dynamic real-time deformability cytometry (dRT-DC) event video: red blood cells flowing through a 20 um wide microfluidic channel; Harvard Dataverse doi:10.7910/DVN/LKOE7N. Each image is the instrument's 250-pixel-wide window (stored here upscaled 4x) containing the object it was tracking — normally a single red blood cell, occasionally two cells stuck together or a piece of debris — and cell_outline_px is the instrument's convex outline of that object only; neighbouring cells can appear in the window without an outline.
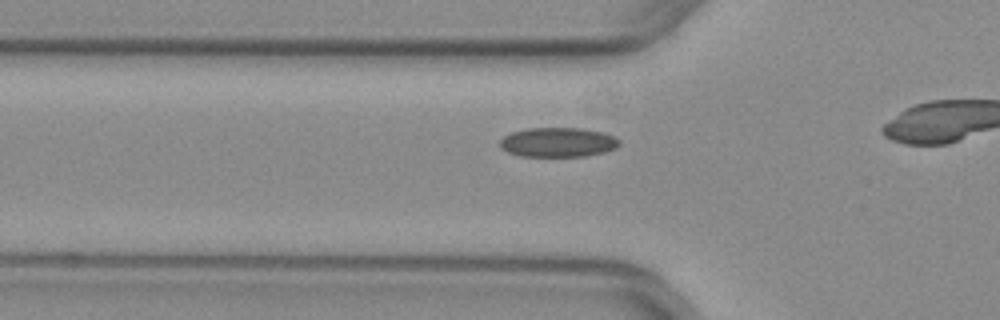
{"species": "common noctule bat (a hibernating species)", "species_latin": "Nyctalus noctula", "temperature_condition": "warm", "stored_images_in_passage": 32, "camera_frame_rate_fps": 3000, "um_per_image_px": 0.085, "animal": {"sex": "female", "body_mass_g": 29.2, "forearm_length_mm": 56.3}, "frame": {"image": 1, "passage_image": 14, "time_ms": 4.333, "image_size_px": [1000, 320], "cell_outline_px": [[620, 144], [616, 148], [604, 152], [584, 156], [520, 156], [508, 152], [500, 148], [500, 140], [504, 136], [512, 132], [528, 128], [584, 128], [604, 132], [616, 136], [620, 140]], "centroid_in_image_um": [47.46, 12.08], "position_along_channel_um": 78.3, "area_um2": 20.69}}
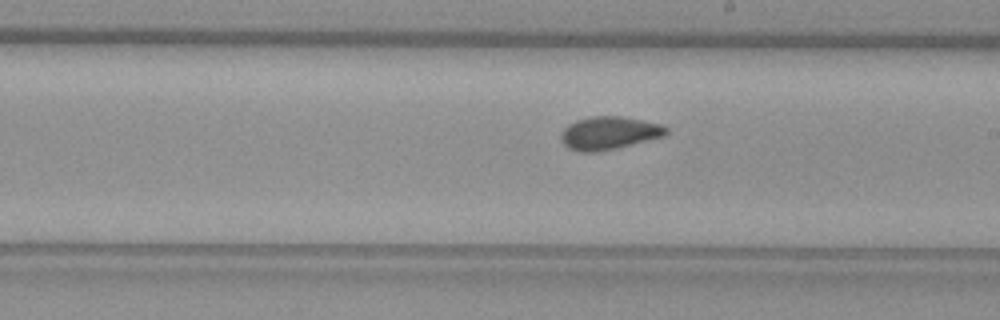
{"frame": {"image": 2, "passage_image": 26, "time_ms": 8.333, "image_size_px": [1000, 320], "cell_outline_px": [[668, 132], [664, 136], [616, 148], [596, 152], [580, 152], [568, 148], [564, 144], [560, 136], [564, 128], [568, 124], [576, 120], [592, 116], [620, 116], [664, 124], [668, 128]], "centroid_in_image_um": [51.78, 11.3], "position_along_channel_um": 237.2, "area_um2": 20.23}}
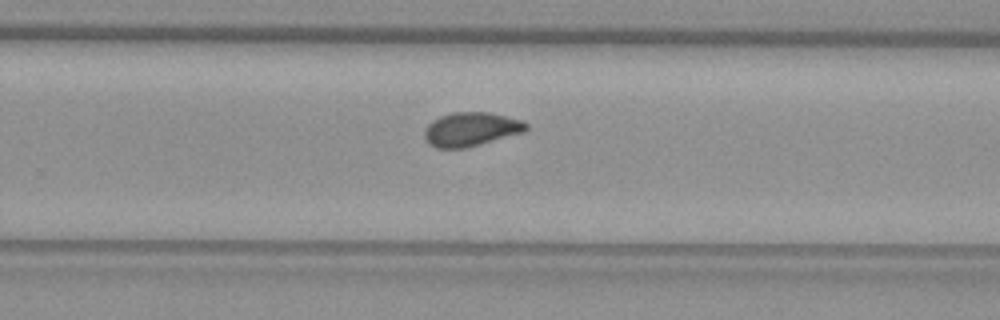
{"frame": {"image": 3, "passage_image": 30, "time_ms": 9.667, "image_size_px": [1000, 320], "cell_outline_px": [[528, 128], [524, 132], [480, 144], [464, 148], [436, 148], [428, 144], [424, 136], [424, 128], [432, 120], [440, 116], [452, 112], [488, 112], [524, 120], [528, 124]], "centroid_in_image_um": [40.02, 10.98], "position_along_channel_um": 289.8, "area_um2": 20.23}}